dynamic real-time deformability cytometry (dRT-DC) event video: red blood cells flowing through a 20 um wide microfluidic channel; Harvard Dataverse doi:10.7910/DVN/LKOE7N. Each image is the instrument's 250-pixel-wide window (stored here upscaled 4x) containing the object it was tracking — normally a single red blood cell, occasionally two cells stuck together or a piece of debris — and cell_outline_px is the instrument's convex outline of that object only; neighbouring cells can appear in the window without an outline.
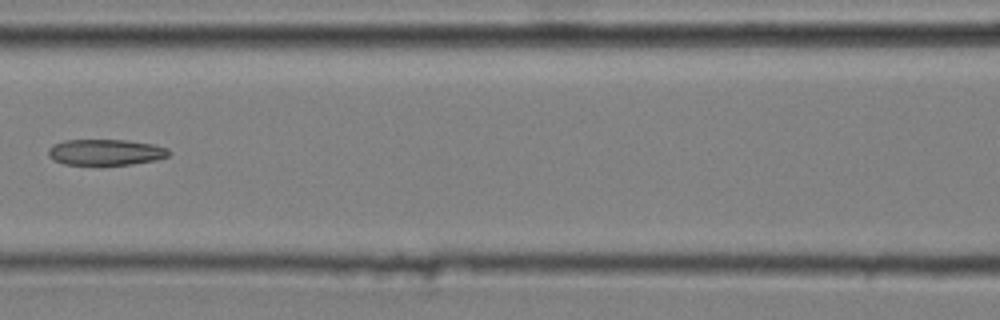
{"species": "common noctule bat (a hibernating species)", "species_latin": "Nyctalus noctula", "temperature_condition": "cold", "stored_images_in_passage": 9, "camera_frame_rate_fps": 3000, "um_per_image_px": 0.085, "animal": {"sex": "male", "body_mass_g": 20.4}, "frame": {"image": 1, "passage_image": 6, "time_ms": 1.667, "image_size_px": [1000, 320], "cell_outline_px": [[172, 152], [168, 156], [156, 160], [132, 164], [64, 164], [52, 160], [48, 156], [48, 148], [52, 144], [64, 140], [128, 140], [152, 144], [168, 148]], "centroid_in_image_um": [8.97, 12.93], "position_along_channel_um": 157.6, "area_um2": 18.32}}
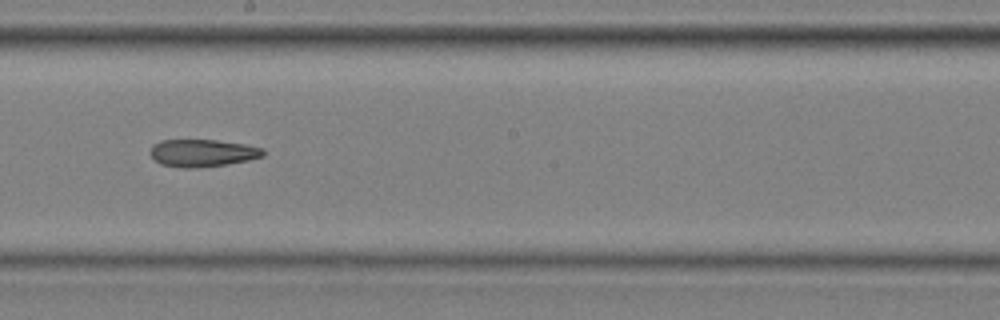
{"frame": {"image": 2, "passage_image": 8, "time_ms": 2.333, "image_size_px": [1000, 320], "cell_outline_px": [[264, 156], [248, 160], [224, 164], [196, 168], [184, 168], [160, 164], [148, 152], [152, 144], [160, 140], [216, 140], [244, 144], [264, 148]], "centroid_in_image_um": [17.18, 12.99], "position_along_channel_um": 231.0, "area_um2": 18.03}}
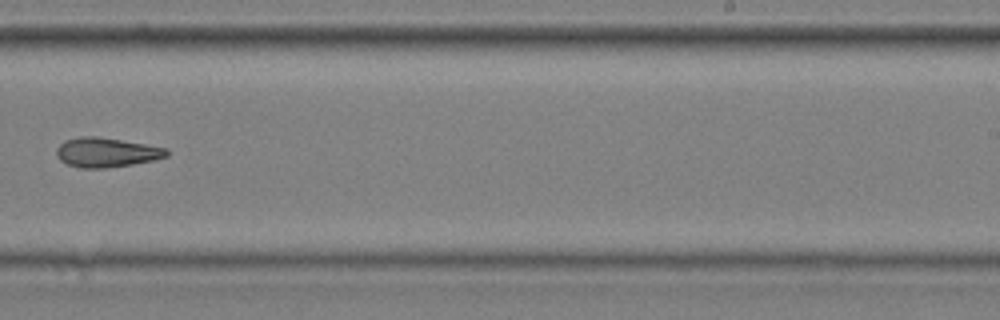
{"frame": {"image": 3, "passage_image": 9, "time_ms": 2.667, "image_size_px": [1000, 320], "cell_outline_px": [[168, 156], [152, 160], [132, 164], [104, 168], [80, 168], [68, 164], [60, 160], [56, 156], [56, 148], [64, 140], [80, 136], [96, 136], [168, 148]], "centroid_in_image_um": [9.01, 12.95], "position_along_channel_um": 280.0, "area_um2": 18.84}}